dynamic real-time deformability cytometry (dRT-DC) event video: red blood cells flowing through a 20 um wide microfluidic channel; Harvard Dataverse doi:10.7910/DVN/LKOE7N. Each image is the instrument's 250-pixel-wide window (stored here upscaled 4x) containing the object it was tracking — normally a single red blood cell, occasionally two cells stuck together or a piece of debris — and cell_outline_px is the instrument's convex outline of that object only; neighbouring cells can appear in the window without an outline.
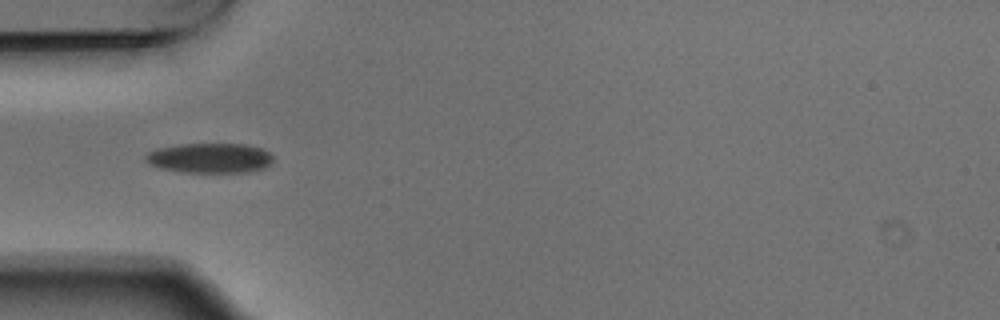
{"species": "Egyptian fruit bat (a non-hibernating species)", "species_latin": "Rousettus aegyptiacus", "temperature_condition": "warm", "stored_images_in_passage": 6, "camera_frame_rate_fps": 3000, "um_per_image_px": 0.085, "animal": {"sex": "male"}, "frame": {"image": 1, "passage_image": 4, "time_ms": 1.0, "image_size_px": [1000, 320], "cell_outline_px": [[272, 160], [264, 168], [248, 172], [180, 172], [156, 168], [148, 164], [144, 160], [144, 156], [148, 152], [156, 148], [180, 144], [244, 144], [260, 148], [268, 152], [272, 156]], "centroid_in_image_um": [17.75, 13.44], "position_along_channel_um": 67.3, "area_um2": 22.37}}
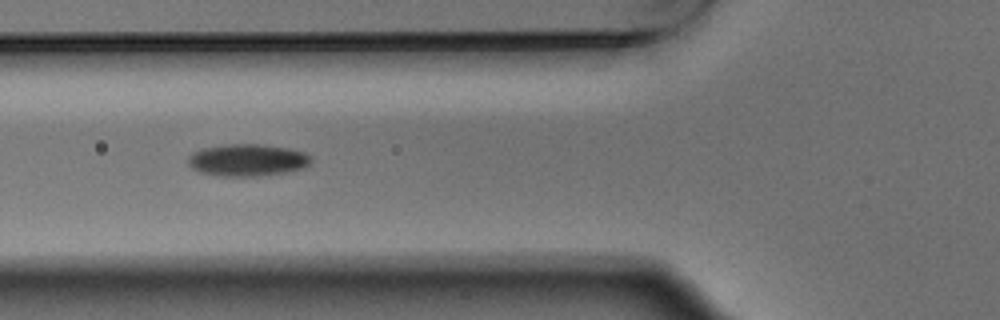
{"frame": {"image": 2, "passage_image": 5, "time_ms": 1.333, "image_size_px": [1000, 320], "cell_outline_px": [[312, 160], [304, 168], [288, 172], [260, 176], [220, 176], [200, 172], [192, 168], [188, 164], [188, 156], [192, 152], [200, 148], [224, 144], [264, 144], [288, 148], [304, 152], [312, 156]], "centroid_in_image_um": [21.03, 13.6], "position_along_channel_um": 104.8, "area_um2": 23.35}}
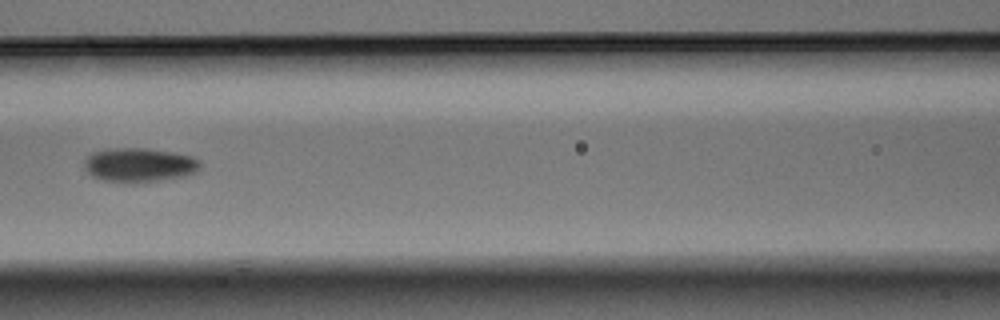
{"frame": {"image": 3, "passage_image": 6, "time_ms": 1.667, "image_size_px": [1000, 320], "cell_outline_px": [[200, 168], [196, 172], [184, 176], [132, 184], [104, 180], [92, 176], [84, 168], [84, 160], [92, 152], [112, 148], [144, 148], [176, 152], [192, 156], [200, 160]], "centroid_in_image_um": [11.84, 14.02], "position_along_channel_um": 154.8, "area_um2": 23.29}}